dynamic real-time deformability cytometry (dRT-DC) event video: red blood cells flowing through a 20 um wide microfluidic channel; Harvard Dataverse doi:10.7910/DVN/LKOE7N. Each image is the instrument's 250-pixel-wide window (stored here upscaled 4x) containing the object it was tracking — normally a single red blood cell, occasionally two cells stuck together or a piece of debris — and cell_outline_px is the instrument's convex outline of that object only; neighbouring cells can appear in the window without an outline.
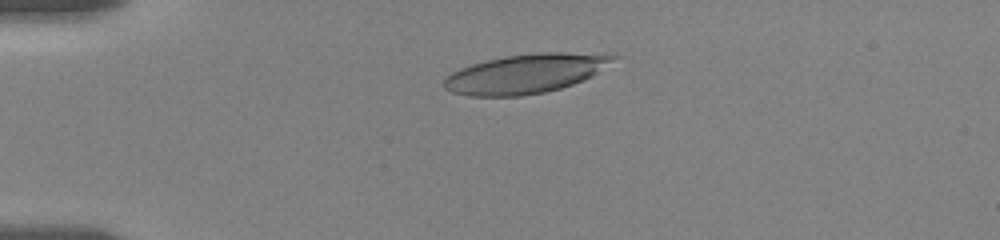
{"species": "human", "species_latin": "Homo sapiens", "temperature_condition": "room temperature", "stored_images_in_passage": 17, "camera_frame_rate_fps": 3000, "um_per_image_px": 0.085, "donor": {"sex": "female"}, "frame": {"image": 1, "passage_image": 13, "time_ms": 4.0, "image_size_px": [1000, 240], "cell_outline_px": [[620, 56], [592, 76], [572, 84], [560, 88], [544, 92], [520, 96], [468, 96], [452, 92], [444, 88], [444, 76], [460, 68], [472, 64], [504, 56], [540, 52], [616, 52]], "centroid_in_image_um": [44.74, 6.23], "position_along_channel_um": 40.3, "area_um2": 39.13}}
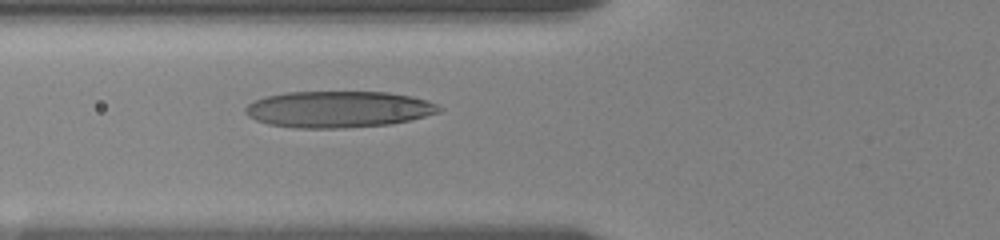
{"frame": {"image": 2, "passage_image": 17, "time_ms": 6.667, "image_size_px": [1000, 240], "cell_outline_px": [[444, 108], [440, 112], [392, 124], [344, 128], [296, 128], [268, 124], [256, 120], [248, 116], [244, 112], [244, 108], [248, 104], [264, 96], [284, 92], [388, 92], [412, 96], [428, 100]], "centroid_in_image_um": [28.76, 9.29], "position_along_channel_um": 97.0, "area_um2": 41.38}}